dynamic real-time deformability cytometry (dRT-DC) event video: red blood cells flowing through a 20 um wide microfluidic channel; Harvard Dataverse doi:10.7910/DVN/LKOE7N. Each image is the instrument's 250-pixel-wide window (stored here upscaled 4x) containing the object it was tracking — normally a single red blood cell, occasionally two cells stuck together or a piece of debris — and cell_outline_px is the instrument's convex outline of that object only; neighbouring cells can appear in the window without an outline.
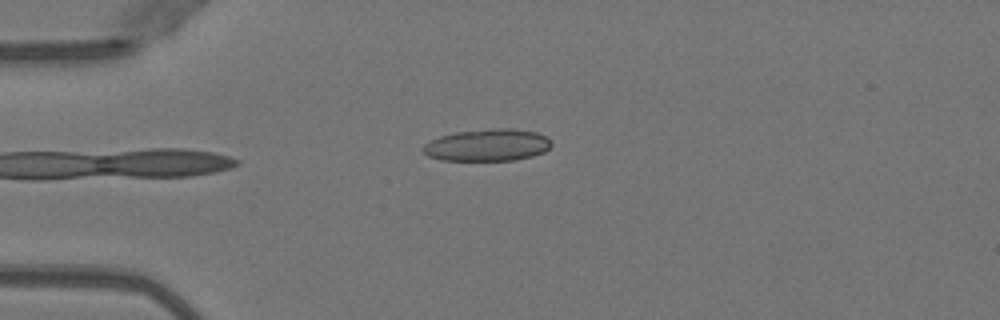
{"species": "Egyptian fruit bat (a non-hibernating species)", "species_latin": "Rousettus aegyptiacus", "temperature_condition": "warm", "stored_images_in_passage": 35, "camera_frame_rate_fps": 3000, "um_per_image_px": 0.085, "animal": {"sex": "female"}, "frame": {"image": 1, "passage_image": 1, "time_ms": 0.0, "image_size_px": [1000, 320], "cell_outline_px": [[552, 144], [544, 152], [532, 156], [516, 160], [440, 160], [428, 156], [420, 148], [424, 144], [440, 136], [456, 132], [488, 128], [512, 128], [536, 132], [544, 136]], "centroid_in_image_um": [41.41, 12.33], "position_along_channel_um": 43.6, "area_um2": 23.99}}
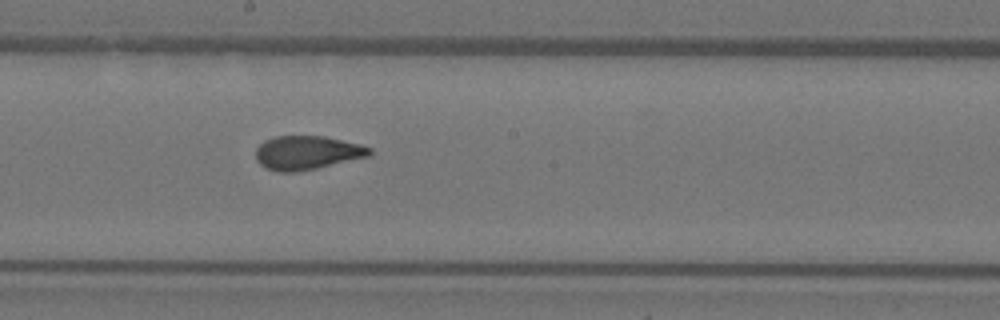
{"frame": {"image": 2, "passage_image": 16, "time_ms": 5.0, "image_size_px": [1000, 320], "cell_outline_px": [[372, 156], [316, 168], [296, 172], [276, 172], [264, 168], [256, 160], [256, 148], [264, 140], [276, 136], [324, 136], [360, 144], [372, 148]], "centroid_in_image_um": [26.1, 12.99], "position_along_channel_um": 222.1, "area_um2": 22.66}}
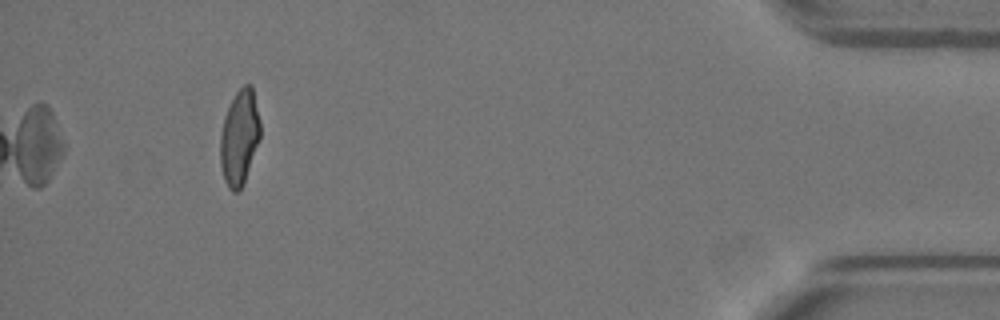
{"frame": {"image": 3, "passage_image": 35, "time_ms": 11.333, "image_size_px": [1000, 320], "cell_outline_px": [[260, 140], [244, 184], [240, 192], [232, 192], [228, 188], [224, 180], [220, 164], [220, 132], [224, 116], [236, 92], [244, 84], [252, 84], [260, 120]], "centroid_in_image_um": [20.36, 11.72], "position_along_channel_um": 414.8, "area_um2": 22.6}, "authors_computed_cell_mechanics": {"area_um2": 23.0044, "velocity_mm_per_s": 4.042, "shape_relaxation_time_tau1_ms": 5.4992, "shape_relaxation_time_tau2_ms": 0.9786, "deformation_change_tau1": 0.1933, "deformation_change_tau2": 0.0725}}